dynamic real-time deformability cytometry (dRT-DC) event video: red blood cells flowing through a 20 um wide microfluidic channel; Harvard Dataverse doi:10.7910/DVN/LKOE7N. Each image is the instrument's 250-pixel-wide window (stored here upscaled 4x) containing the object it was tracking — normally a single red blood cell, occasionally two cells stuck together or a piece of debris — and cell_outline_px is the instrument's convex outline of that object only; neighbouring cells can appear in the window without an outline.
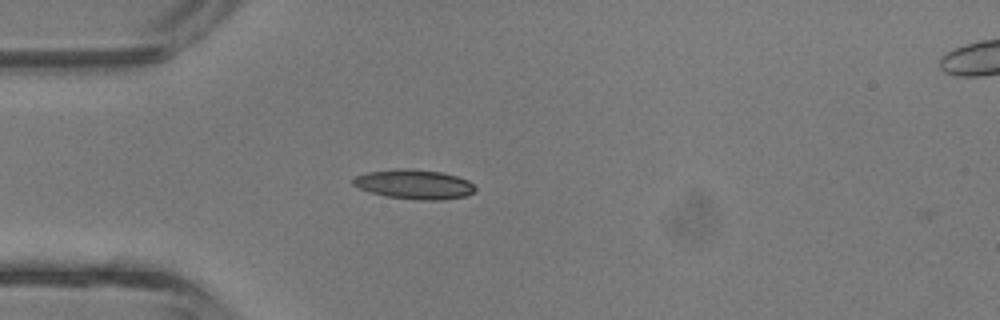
{"species": "common noctule bat (a hibernating species)", "species_latin": "Nyctalus noctula", "temperature_condition": "room temperature", "stored_images_in_passage": 2, "camera_frame_rate_fps": 3000, "um_per_image_px": 0.085, "animal": {"sex": "male", "body_mass_g": 13.3}, "frame": {"image": 1, "passage_image": 2, "time_ms": 0.333, "image_size_px": [1000, 320], "cell_outline_px": [[476, 192], [464, 196], [440, 200], [420, 200], [388, 196], [372, 192], [360, 188], [352, 184], [352, 180], [356, 176], [368, 172], [400, 168], [412, 168], [444, 172], [468, 180], [476, 188]], "centroid_in_image_um": [35.24, 15.65], "position_along_channel_um": 49.8, "area_um2": 20.92}}